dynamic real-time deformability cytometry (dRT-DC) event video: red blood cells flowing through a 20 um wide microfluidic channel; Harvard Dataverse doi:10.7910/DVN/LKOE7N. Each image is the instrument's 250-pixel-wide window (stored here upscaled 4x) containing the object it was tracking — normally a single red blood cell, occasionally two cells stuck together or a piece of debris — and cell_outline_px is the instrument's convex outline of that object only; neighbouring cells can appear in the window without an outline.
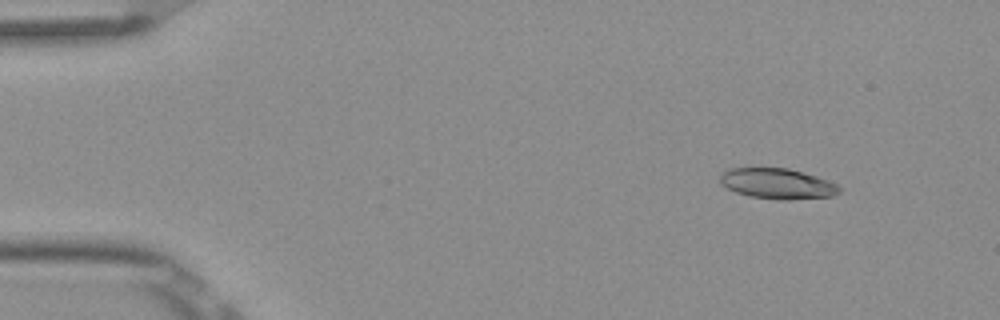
{"species": "Egyptian fruit bat (a non-hibernating species)", "species_latin": "Rousettus aegyptiacus", "temperature_condition": "room temperature", "stored_images_in_passage": 8, "camera_frame_rate_fps": 3000, "um_per_image_px": 0.085, "frame": {"image": 1, "passage_image": 1, "time_ms": 0.0, "image_size_px": [1000, 320], "cell_outline_px": [[840, 192], [832, 196], [788, 200], [780, 200], [752, 196], [736, 192], [720, 184], [720, 176], [728, 168], [788, 168], [816, 176], [828, 180], [836, 184], [840, 188]], "centroid_in_image_um": [66.08, 15.61], "position_along_channel_um": 18.9, "area_um2": 21.04}}
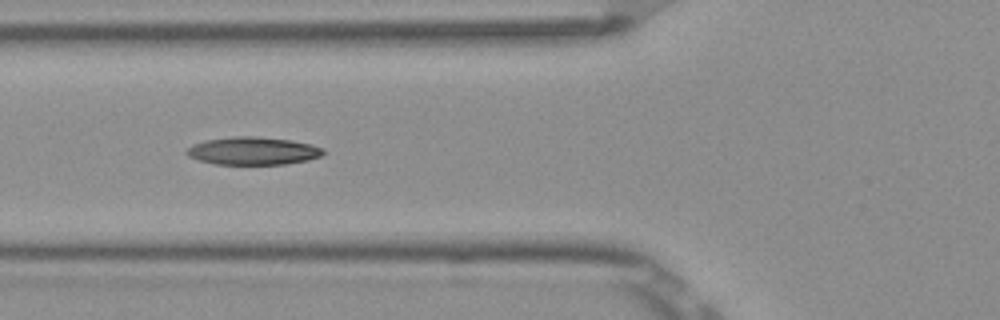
{"frame": {"image": 2, "passage_image": 5, "time_ms": 1.333, "image_size_px": [1000, 320], "cell_outline_px": [[324, 152], [320, 156], [308, 160], [284, 164], [216, 164], [200, 160], [188, 156], [184, 152], [192, 144], [204, 140], [232, 136], [256, 136], [292, 140], [312, 144], [324, 148]], "centroid_in_image_um": [21.5, 12.81], "position_along_channel_um": 104.3, "area_um2": 22.25}}
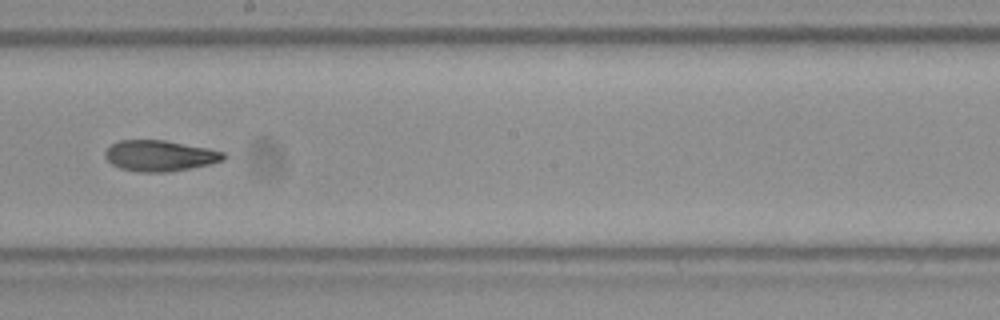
{"frame": {"image": 3, "passage_image": 8, "time_ms": 2.333, "image_size_px": [1000, 320], "cell_outline_px": [[228, 156], [224, 160], [208, 164], [168, 172], [140, 172], [120, 168], [112, 164], [104, 156], [104, 152], [112, 144], [120, 140], [164, 140], [208, 148], [224, 152]], "centroid_in_image_um": [13.59, 13.23], "position_along_channel_um": 234.6, "area_um2": 21.21}}